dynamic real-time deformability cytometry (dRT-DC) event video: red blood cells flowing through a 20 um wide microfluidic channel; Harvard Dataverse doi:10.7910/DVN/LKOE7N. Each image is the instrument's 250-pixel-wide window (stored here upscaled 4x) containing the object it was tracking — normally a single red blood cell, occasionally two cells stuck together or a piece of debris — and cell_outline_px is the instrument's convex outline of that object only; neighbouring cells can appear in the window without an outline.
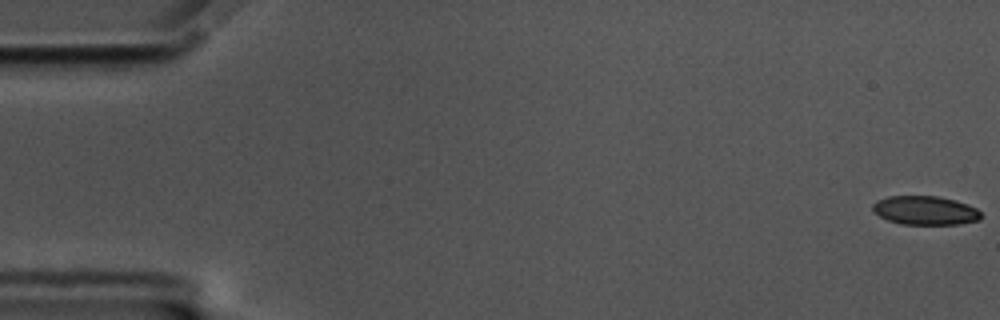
{"species": "common noctule bat (a hibernating species)", "species_latin": "Nyctalus noctula", "temperature_condition": "cold", "stored_images_in_passage": 58, "camera_frame_rate_fps": 3000, "um_per_image_px": 0.085, "animal": {"sex": "male", "body_mass_g": 17.5, "forearm_length_mm": 52.3}, "frame": {"image": 1, "passage_image": 1, "time_ms": 0.0, "image_size_px": [1000, 320], "cell_outline_px": [[980, 220], [960, 224], [900, 224], [888, 220], [872, 212], [872, 204], [876, 200], [888, 196], [940, 196], [956, 200], [968, 204], [976, 208], [980, 212]], "centroid_in_image_um": [78.62, 17.88], "position_along_channel_um": 6.4, "area_um2": 18.38}}
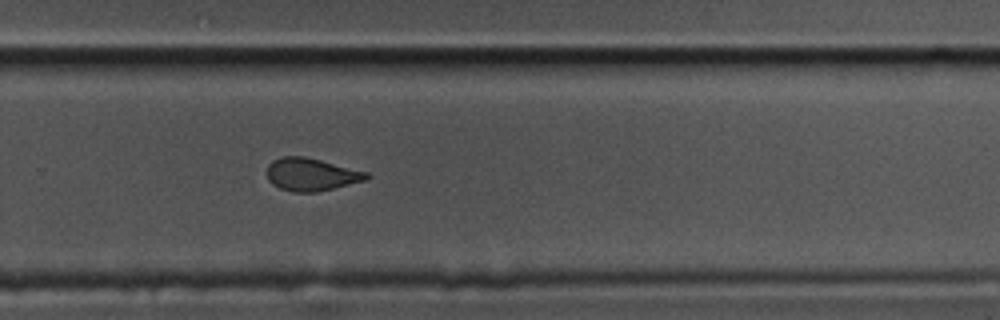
{"frame": {"image": 2, "passage_image": 39, "time_ms": 12.667, "image_size_px": [1000, 320], "cell_outline_px": [[372, 176], [368, 180], [316, 192], [292, 192], [280, 188], [272, 184], [268, 180], [268, 164], [272, 160], [280, 156], [304, 156], [368, 172]], "centroid_in_image_um": [26.47, 14.83], "position_along_channel_um": 303.3, "area_um2": 19.07}}
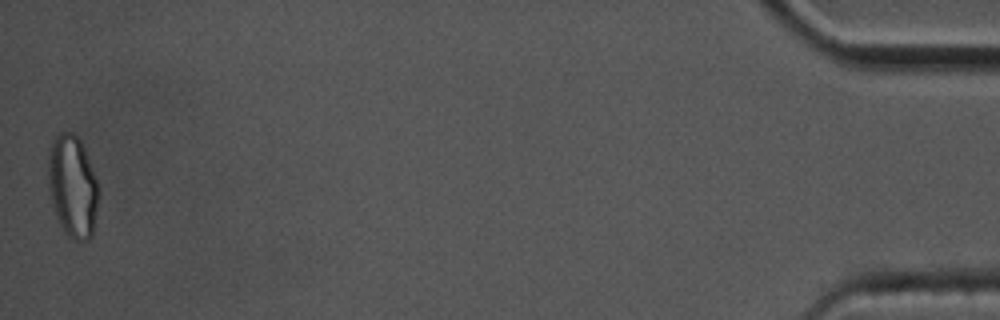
{"frame": {"image": 3, "passage_image": 58, "time_ms": 19.0, "image_size_px": [1000, 320], "cell_outline_px": [[100, 192], [92, 236], [88, 240], [76, 240], [68, 236], [64, 232], [56, 216], [52, 204], [48, 188], [48, 156], [52, 140], [60, 132], [72, 132], [80, 140], [84, 148], [96, 180]], "centroid_in_image_um": [6.16, 15.85], "position_along_channel_um": 429.0, "area_um2": 30.06}, "authors_computed_cell_mechanics": {"area_um2": 19.7676, "velocity_mm_per_s": 3.4792, "shape_relaxation_time_tau1_ms": null, "shape_relaxation_time_tau2_ms": 2.4043, "deformation_change_tau1": null, "deformation_change_tau2": 0.0938}}